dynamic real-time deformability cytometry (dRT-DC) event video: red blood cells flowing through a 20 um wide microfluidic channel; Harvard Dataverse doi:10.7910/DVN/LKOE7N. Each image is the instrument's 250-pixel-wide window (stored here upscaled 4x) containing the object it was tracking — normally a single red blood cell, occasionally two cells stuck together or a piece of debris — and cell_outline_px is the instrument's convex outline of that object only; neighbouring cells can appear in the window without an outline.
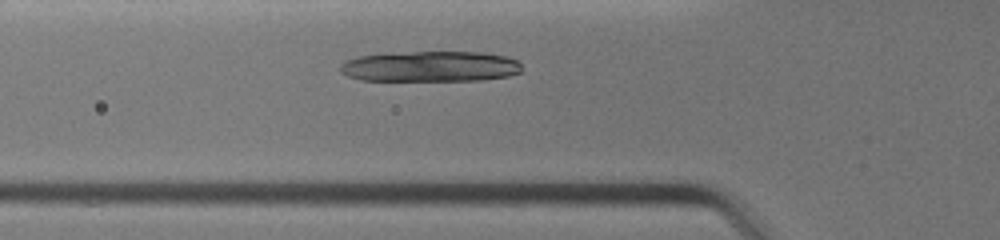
{"species": "common noctule bat (a hibernating species)", "species_latin": "Nyctalus noctula", "temperature_condition": "warm", "stored_images_in_passage": 25, "camera_frame_rate_fps": 3000, "um_per_image_px": 0.085, "animal": {"sex": "female", "body_mass_g": 19.0, "forearm_length_mm": 51.5}, "frame": {"image": 1, "passage_image": 5, "time_ms": 1.333, "image_size_px": [1000, 240], "cell_outline_px": [[524, 68], [520, 72], [508, 76], [480, 80], [360, 80], [348, 76], [340, 72], [340, 64], [348, 60], [360, 56], [388, 52], [480, 52], [504, 56], [516, 60]], "centroid_in_image_um": [36.57, 5.64], "position_along_channel_um": 89.2, "area_um2": 32.43}}
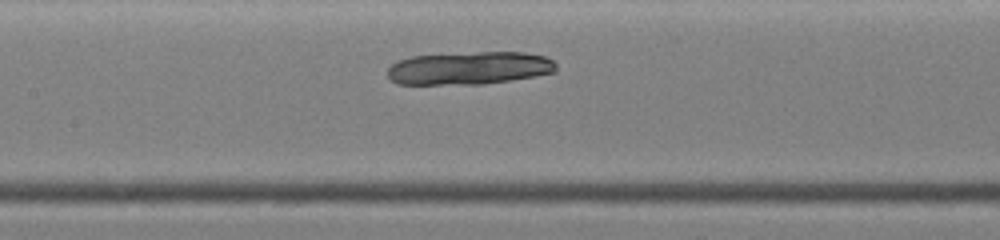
{"frame": {"image": 2, "passage_image": 10, "time_ms": 3.0, "image_size_px": [1000, 240], "cell_outline_px": [[556, 72], [536, 76], [512, 80], [484, 84], [396, 84], [388, 76], [388, 68], [396, 60], [412, 56], [476, 52], [524, 52], [544, 56], [552, 60], [556, 64]], "centroid_in_image_um": [39.89, 5.79], "position_along_channel_um": 167.5, "area_um2": 32.48}}
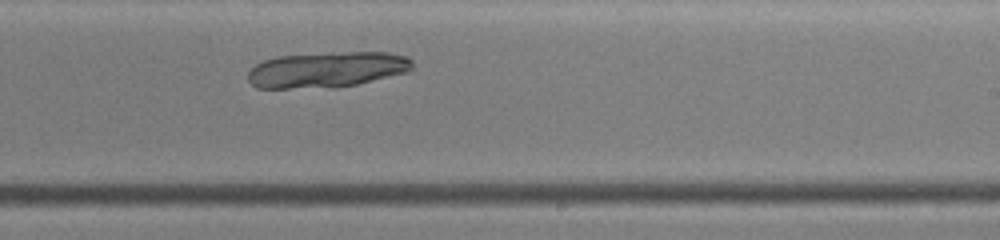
{"frame": {"image": 3, "passage_image": 16, "time_ms": 5.0, "image_size_px": [1000, 240], "cell_outline_px": [[412, 68], [408, 72], [356, 84], [332, 88], [256, 88], [248, 80], [248, 72], [256, 64], [264, 60], [276, 56], [328, 52], [388, 52], [408, 56], [412, 60]], "centroid_in_image_um": [27.79, 5.91], "position_along_channel_um": 261.2, "area_um2": 34.56}}